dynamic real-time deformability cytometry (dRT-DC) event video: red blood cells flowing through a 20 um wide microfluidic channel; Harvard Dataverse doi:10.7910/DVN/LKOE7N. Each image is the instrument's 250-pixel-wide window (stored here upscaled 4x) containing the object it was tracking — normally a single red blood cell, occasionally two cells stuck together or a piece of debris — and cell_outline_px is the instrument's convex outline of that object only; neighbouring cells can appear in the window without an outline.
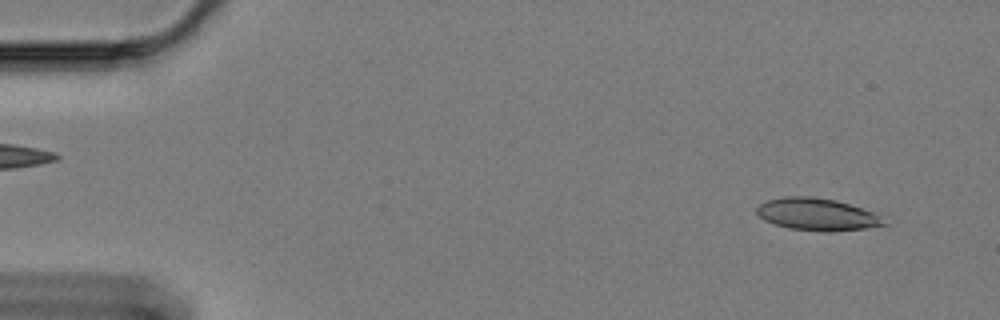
{"species": "Egyptian fruit bat (a non-hibernating species)", "species_latin": "Rousettus aegyptiacus", "temperature_condition": "cold", "stored_images_in_passage": 60, "camera_frame_rate_fps": 3000, "um_per_image_px": 0.085, "animal": {"sex": "female"}, "frame": {"image": 1, "passage_image": 4, "time_ms": 1.0, "image_size_px": [1000, 320], "cell_outline_px": [[888, 224], [868, 228], [832, 232], [824, 232], [788, 228], [764, 220], [756, 212], [756, 208], [760, 204], [768, 200], [784, 196], [812, 196], [836, 200], [872, 212], [880, 216]], "centroid_in_image_um": [69.45, 18.23], "position_along_channel_um": 15.6, "area_um2": 23.87}}
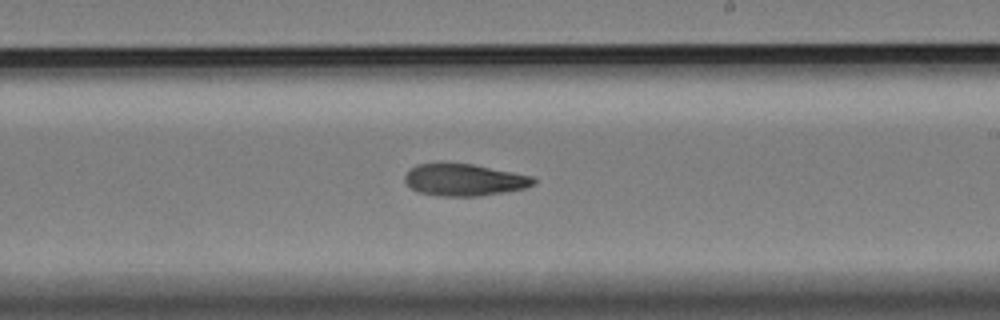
{"frame": {"image": 2, "passage_image": 35, "time_ms": 11.333, "image_size_px": [1000, 320], "cell_outline_px": [[536, 184], [524, 188], [504, 192], [476, 196], [440, 196], [420, 192], [412, 188], [404, 180], [404, 176], [416, 164], [440, 160], [444, 160], [472, 164], [532, 176], [536, 180]], "centroid_in_image_um": [39.42, 15.24], "position_along_channel_um": 249.6, "area_um2": 24.39}}
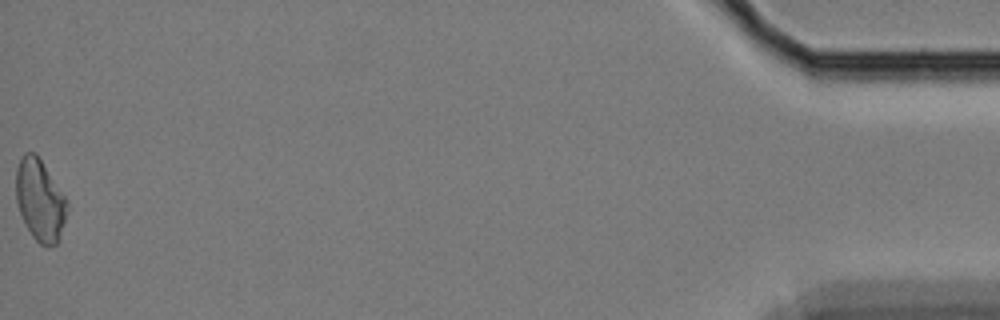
{"frame": {"image": 3, "passage_image": 60, "time_ms": 19.667, "image_size_px": [1000, 320], "cell_outline_px": [[68, 208], [60, 240], [56, 244], [40, 244], [32, 236], [24, 224], [16, 200], [16, 168], [20, 156], [24, 152], [36, 152], [68, 200]], "centroid_in_image_um": [3.4, 16.98], "position_along_channel_um": 431.8, "area_um2": 24.57}}